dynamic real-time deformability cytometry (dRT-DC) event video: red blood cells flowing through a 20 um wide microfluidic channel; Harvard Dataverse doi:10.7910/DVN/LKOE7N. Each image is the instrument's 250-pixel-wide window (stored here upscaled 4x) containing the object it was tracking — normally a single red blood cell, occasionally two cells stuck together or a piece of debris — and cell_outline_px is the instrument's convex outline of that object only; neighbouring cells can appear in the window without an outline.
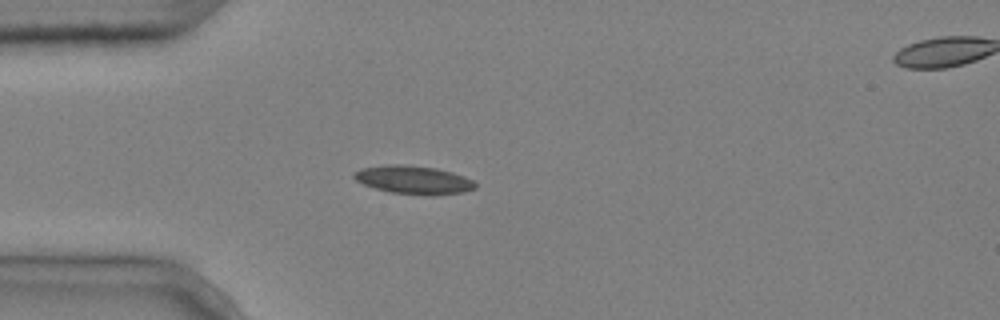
{"species": "common noctule bat (a hibernating species)", "species_latin": "Nyctalus noctula", "temperature_condition": "cold", "stored_images_in_passage": 3, "segment_of_instrument_passage": [1, 2], "camera_frame_rate_fps": 3000, "um_per_image_px": 0.085, "animal": {"sex": "male", "body_mass_g": 20.4}, "frame": {"image": 1, "passage_image": 1, "time_ms": 0.0, "image_size_px": [1000, 320], "cell_outline_px": [[476, 188], [464, 192], [432, 196], [392, 192], [376, 188], [364, 184], [356, 180], [352, 176], [352, 172], [360, 168], [388, 164], [404, 164], [436, 168], [452, 172], [464, 176], [472, 180], [476, 184]], "centroid_in_image_um": [35.15, 15.28], "position_along_channel_um": 49.9, "area_um2": 20.11}}